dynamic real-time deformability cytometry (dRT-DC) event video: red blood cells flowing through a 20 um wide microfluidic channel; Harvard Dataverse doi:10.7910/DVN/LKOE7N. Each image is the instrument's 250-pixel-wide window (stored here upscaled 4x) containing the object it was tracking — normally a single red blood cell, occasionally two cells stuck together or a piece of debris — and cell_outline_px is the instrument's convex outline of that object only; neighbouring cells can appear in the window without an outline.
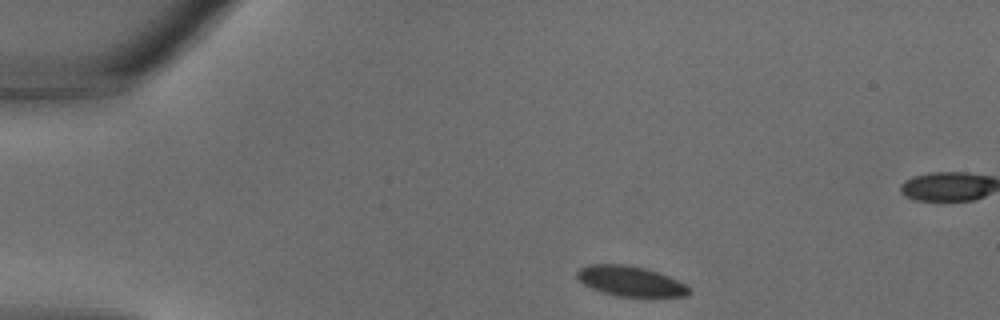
{"species": "common noctule bat (a hibernating species)", "species_latin": "Nyctalus noctula", "temperature_condition": "warm", "stored_images_in_passage": 29, "camera_frame_rate_fps": 3000, "um_per_image_px": 0.085, "animal": {"sex": "male", "body_mass_g": 18.8}, "frame": {"image": 1, "passage_image": 1, "time_ms": 0.0, "image_size_px": [1000, 320], "cell_outline_px": [[692, 292], [688, 296], [616, 296], [592, 288], [584, 284], [576, 276], [576, 272], [580, 268], [588, 264], [620, 264], [644, 268], [668, 276], [684, 284]], "centroid_in_image_um": [53.56, 23.89], "position_along_channel_um": 31.4, "area_um2": 19.31}}
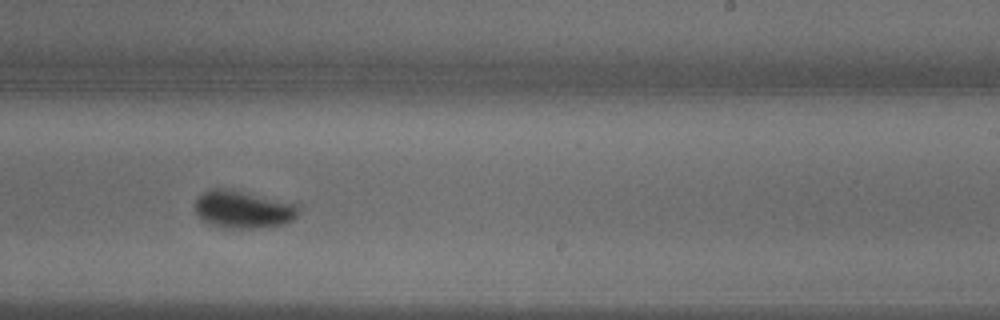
{"frame": {"image": 2, "passage_image": 16, "time_ms": 5.0, "image_size_px": [1000, 320], "cell_outline_px": [[300, 212], [292, 220], [284, 224], [260, 228], [224, 228], [208, 224], [200, 220], [196, 212], [196, 196], [208, 188], [232, 188], [296, 204], [300, 208]], "centroid_in_image_um": [20.62, 17.79], "position_along_channel_um": 268.4, "area_um2": 23.18}}
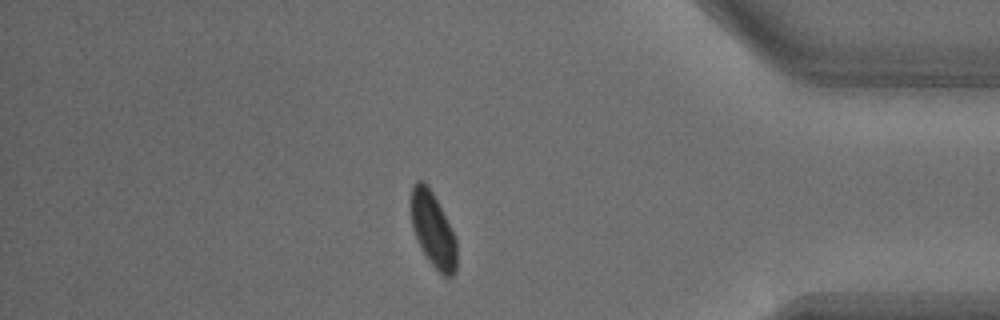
{"frame": {"image": 3, "passage_image": 24, "time_ms": 7.667, "image_size_px": [1000, 320], "cell_outline_px": [[456, 272], [452, 276], [444, 276], [428, 260], [412, 228], [412, 188], [416, 180], [424, 180], [428, 184], [456, 236]], "centroid_in_image_um": [36.83, 19.51], "position_along_channel_um": 398.4, "area_um2": 19.59}}